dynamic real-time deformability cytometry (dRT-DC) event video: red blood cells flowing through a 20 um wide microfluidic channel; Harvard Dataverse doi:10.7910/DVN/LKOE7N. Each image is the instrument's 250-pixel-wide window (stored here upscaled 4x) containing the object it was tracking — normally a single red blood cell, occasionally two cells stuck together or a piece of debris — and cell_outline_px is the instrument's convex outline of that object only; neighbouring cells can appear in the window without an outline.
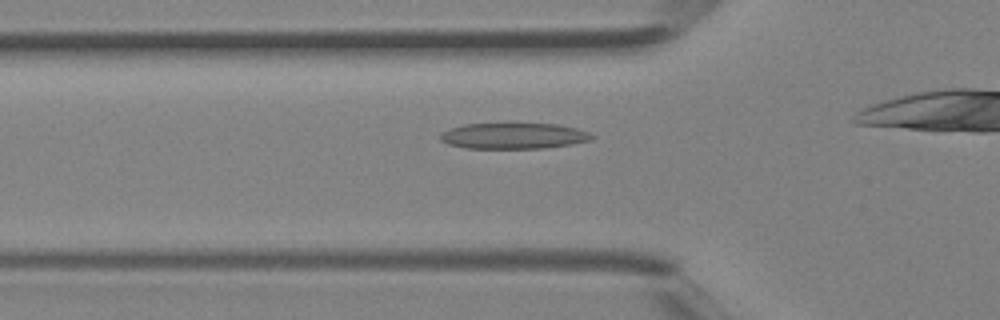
{"species": "Egyptian fruit bat (a non-hibernating species)", "species_latin": "Rousettus aegyptiacus", "temperature_condition": "room temperature", "stored_images_in_passage": 28, "camera_frame_rate_fps": 3000, "um_per_image_px": 0.085, "animal": {"sex": "female"}, "frame": {"image": 1, "passage_image": 8, "time_ms": 2.333, "image_size_px": [1000, 320], "cell_outline_px": [[596, 136], [592, 140], [572, 144], [544, 148], [464, 148], [448, 144], [440, 140], [440, 132], [464, 124], [560, 124], [576, 128], [588, 132]], "centroid_in_image_um": [43.67, 11.55], "position_along_channel_um": 82.1, "area_um2": 22.89}}
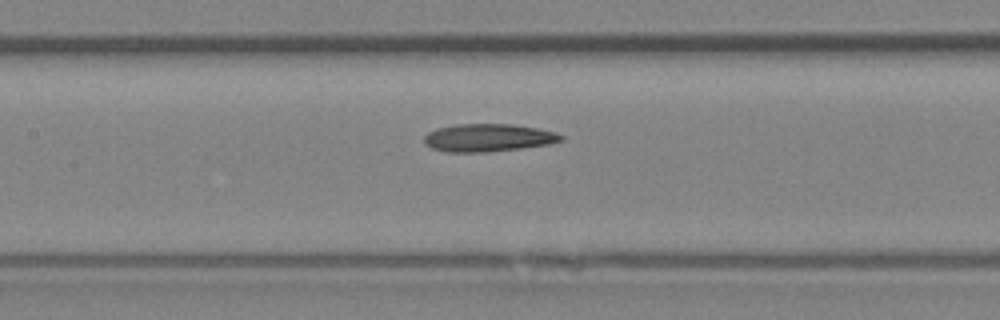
{"frame": {"image": 2, "passage_image": 13, "time_ms": 4.0, "image_size_px": [1000, 320], "cell_outline_px": [[564, 140], [548, 144], [520, 148], [484, 152], [448, 152], [432, 148], [424, 140], [424, 136], [428, 132], [436, 128], [456, 124], [512, 124], [536, 128], [556, 132], [564, 136]], "centroid_in_image_um": [41.5, 11.7], "position_along_channel_um": 165.9, "area_um2": 22.02}}
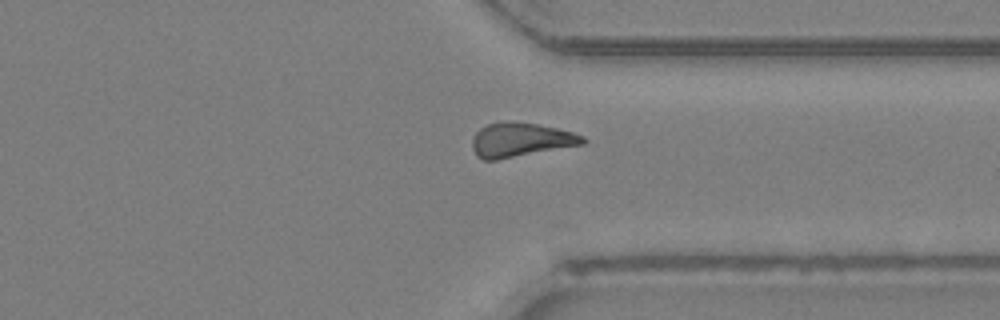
{"frame": {"image": 3, "passage_image": 25, "time_ms": 8.0, "image_size_px": [1000, 320], "cell_outline_px": [[588, 140], [584, 144], [496, 160], [484, 160], [476, 156], [472, 148], [472, 136], [480, 128], [488, 124], [536, 124], [556, 128], [572, 132], [584, 136]], "centroid_in_image_um": [44.26, 11.93], "position_along_channel_um": 367.1, "area_um2": 21.39}}